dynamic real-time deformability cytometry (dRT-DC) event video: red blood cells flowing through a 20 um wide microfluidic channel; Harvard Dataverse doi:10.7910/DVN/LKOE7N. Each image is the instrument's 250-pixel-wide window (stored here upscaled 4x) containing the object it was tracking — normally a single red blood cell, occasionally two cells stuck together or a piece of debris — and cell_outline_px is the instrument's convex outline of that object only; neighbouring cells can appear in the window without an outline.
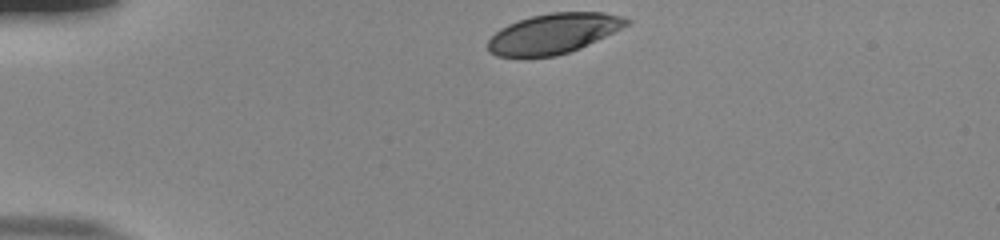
{"species": "human", "species_latin": "Homo sapiens", "temperature_condition": "room temperature", "stored_images_in_passage": 34, "camera_frame_rate_fps": 3000, "um_per_image_px": 0.085, "donor": {"sex": "male"}, "frame": {"image": 1, "passage_image": 1, "time_ms": 0.0, "image_size_px": [1000, 240], "cell_outline_px": [[632, 24], [580, 48], [556, 56], [524, 60], [520, 60], [496, 56], [488, 52], [488, 40], [500, 28], [508, 24], [532, 16], [552, 12], [604, 12], [624, 16], [632, 20]], "centroid_in_image_um": [47.04, 2.89], "position_along_channel_um": 38.0, "area_um2": 33.35}}
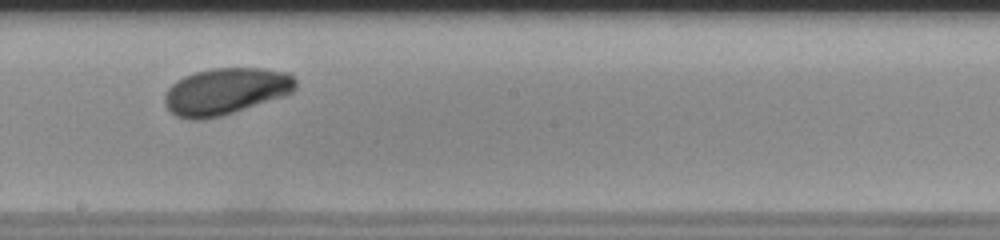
{"frame": {"image": 2, "passage_image": 20, "time_ms": 6.333, "image_size_px": [1000, 240], "cell_outline_px": [[296, 88], [292, 92], [284, 96], [220, 116], [200, 120], [192, 120], [176, 116], [164, 104], [164, 96], [168, 88], [176, 80], [184, 76], [196, 72], [212, 68], [260, 68], [288, 72], [296, 80]], "centroid_in_image_um": [19.17, 7.75], "position_along_channel_um": 229.0, "area_um2": 35.55}}
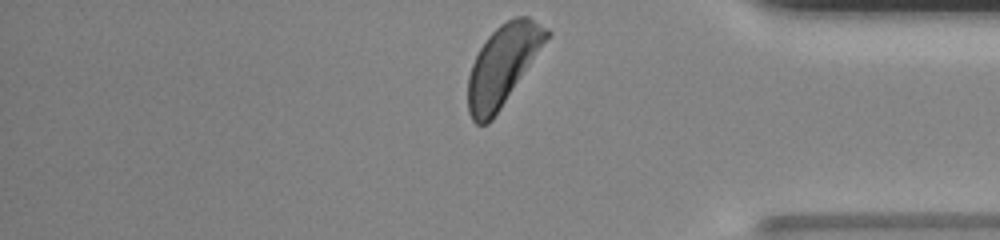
{"frame": {"image": 3, "passage_image": 34, "time_ms": 11.0, "image_size_px": [1000, 240], "cell_outline_px": [[552, 32], [492, 120], [488, 124], [476, 124], [472, 120], [468, 112], [468, 76], [472, 64], [480, 48], [488, 36], [500, 24], [516, 16], [528, 16], [548, 28]], "centroid_in_image_um": [42.72, 5.53], "position_along_channel_um": 392.5, "area_um2": 36.07}, "authors_computed_cell_mechanics": {"area_um2": 35.3158, "velocity_mm_per_s": 3.8293, "shape_relaxation_time_tau1_ms": 1.2195, "shape_relaxation_time_tau2_ms": null, "deformation_change_tau1": 0.097, "deformation_change_tau2": null}}